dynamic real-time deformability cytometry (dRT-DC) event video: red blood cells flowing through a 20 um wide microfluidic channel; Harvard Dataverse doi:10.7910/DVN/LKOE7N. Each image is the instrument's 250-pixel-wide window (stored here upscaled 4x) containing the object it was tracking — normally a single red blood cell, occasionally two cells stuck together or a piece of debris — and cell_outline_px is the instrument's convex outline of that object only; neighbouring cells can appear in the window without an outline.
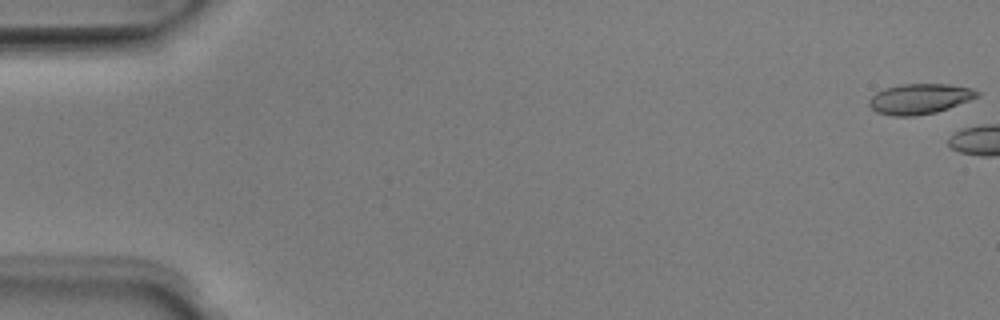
{"species": "Egyptian fruit bat (a non-hibernating species)", "species_latin": "Rousettus aegyptiacus", "temperature_condition": "room temperature", "stored_images_in_passage": 4, "camera_frame_rate_fps": 3000, "um_per_image_px": 0.085, "animal": {"sex": "male"}, "frame": {"image": 1, "passage_image": 1, "time_ms": 0.0, "image_size_px": [1000, 320], "cell_outline_px": [[980, 96], [948, 108], [936, 112], [912, 116], [892, 116], [876, 112], [868, 104], [868, 100], [876, 92], [884, 88], [900, 84], [948, 84], [972, 88], [980, 92]], "centroid_in_image_um": [78.16, 8.39], "position_along_channel_um": 6.8, "area_um2": 19.13}}